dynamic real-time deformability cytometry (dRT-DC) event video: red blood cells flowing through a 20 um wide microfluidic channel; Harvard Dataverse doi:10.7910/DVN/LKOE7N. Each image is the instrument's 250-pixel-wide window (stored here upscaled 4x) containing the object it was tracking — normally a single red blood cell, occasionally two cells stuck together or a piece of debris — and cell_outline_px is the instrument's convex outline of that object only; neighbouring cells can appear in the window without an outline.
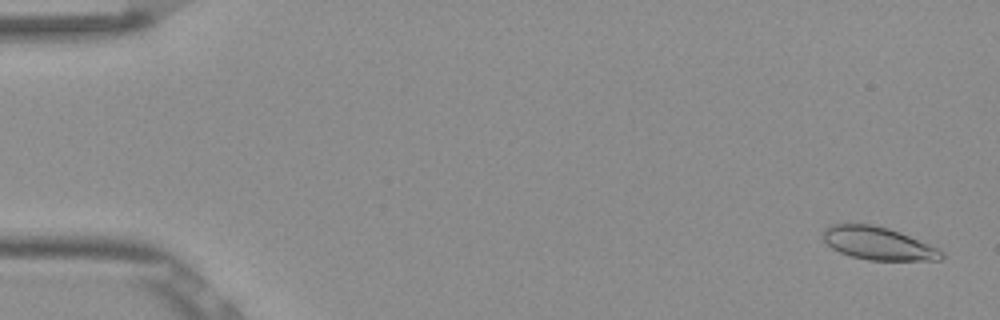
{"species": "Egyptian fruit bat (a non-hibernating species)", "species_latin": "Rousettus aegyptiacus", "temperature_condition": "room temperature", "stored_images_in_passage": 54, "camera_frame_rate_fps": 3000, "um_per_image_px": 0.085, "frame": {"image": 1, "passage_image": 2, "time_ms": 0.333, "image_size_px": [1000, 320], "cell_outline_px": [[944, 256], [940, 260], [868, 260], [852, 256], [840, 252], [832, 248], [824, 240], [824, 228], [832, 224], [872, 224], [888, 228], [900, 232], [928, 244], [944, 252]], "centroid_in_image_um": [74.64, 20.69], "position_along_channel_um": 10.4, "area_um2": 22.43}}
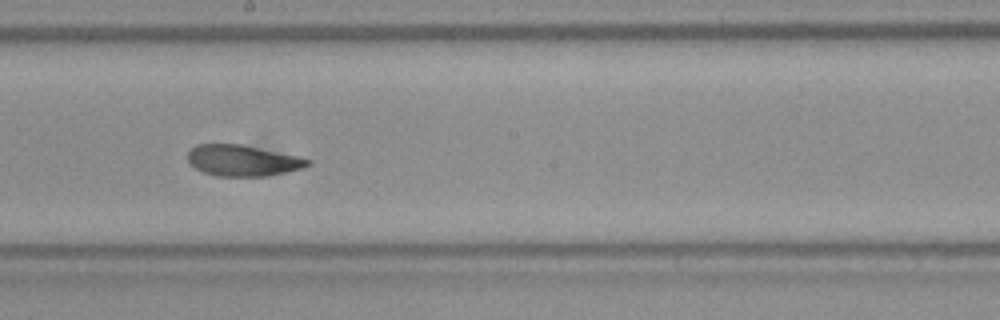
{"frame": {"image": 2, "passage_image": 30, "time_ms": 9.667, "image_size_px": [1000, 320], "cell_outline_px": [[312, 164], [304, 168], [264, 176], [216, 176], [204, 172], [196, 168], [188, 160], [188, 152], [196, 144], [240, 144], [296, 156], [312, 160]], "centroid_in_image_um": [20.63, 13.64], "position_along_channel_um": 227.6, "area_um2": 21.44}}
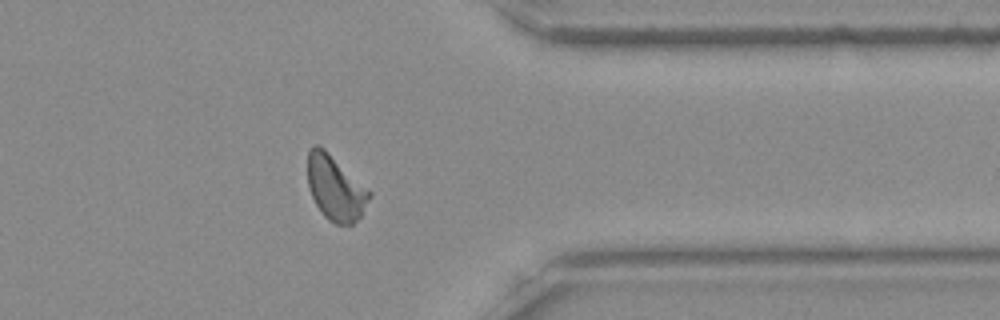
{"frame": {"image": 3, "passage_image": 43, "time_ms": 14.0, "image_size_px": [1000, 320], "cell_outline_px": [[372, 196], [360, 216], [352, 224], [336, 224], [328, 220], [324, 216], [316, 204], [308, 188], [308, 152], [316, 144], [324, 148], [372, 192]], "centroid_in_image_um": [28.52, 15.99], "position_along_channel_um": 382.9, "area_um2": 23.12}, "authors_computed_cell_mechanics": {"area_um2": 22.5709, "velocity_mm_per_s": 3.8294, "shape_relaxation_time_tau1_ms": 10.2406, "shape_relaxation_time_tau2_ms": 1.6348, "deformation_change_tau1": 0.2159, "deformation_change_tau2": 0.083}}